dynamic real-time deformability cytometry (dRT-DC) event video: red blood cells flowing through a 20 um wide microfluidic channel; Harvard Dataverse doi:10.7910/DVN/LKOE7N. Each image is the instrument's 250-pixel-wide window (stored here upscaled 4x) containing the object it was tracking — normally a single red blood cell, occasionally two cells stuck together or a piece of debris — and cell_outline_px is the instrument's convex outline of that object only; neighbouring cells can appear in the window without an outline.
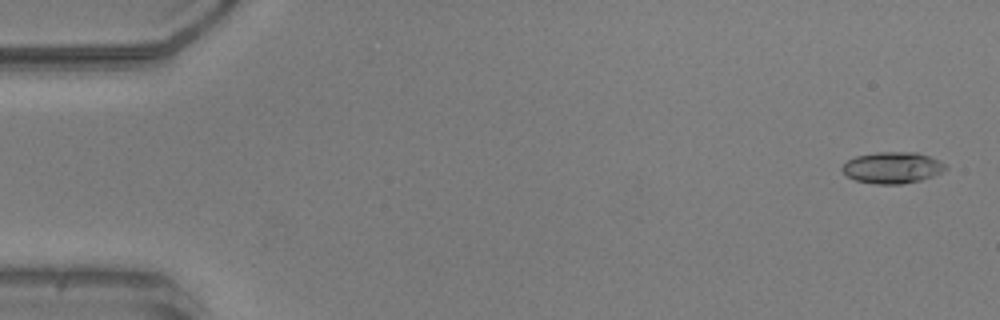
{"species": "common noctule bat (a hibernating species)", "species_latin": "Nyctalus noctula", "temperature_condition": "warm", "stored_images_in_passage": 19, "camera_frame_rate_fps": 3000, "um_per_image_px": 0.085, "animal": {"sex": "male", "body_mass_g": 20.5, "forearm_length_mm": 52.5}, "frame": {"image": 1, "passage_image": 2, "time_ms": 0.333, "image_size_px": [1000, 320], "cell_outline_px": [[948, 168], [932, 176], [920, 180], [900, 184], [876, 184], [856, 180], [848, 176], [840, 168], [848, 160], [856, 156], [876, 152], [916, 152], [940, 160], [948, 164]], "centroid_in_image_um": [75.87, 14.24], "position_along_channel_um": 9.1, "area_um2": 18.84}}
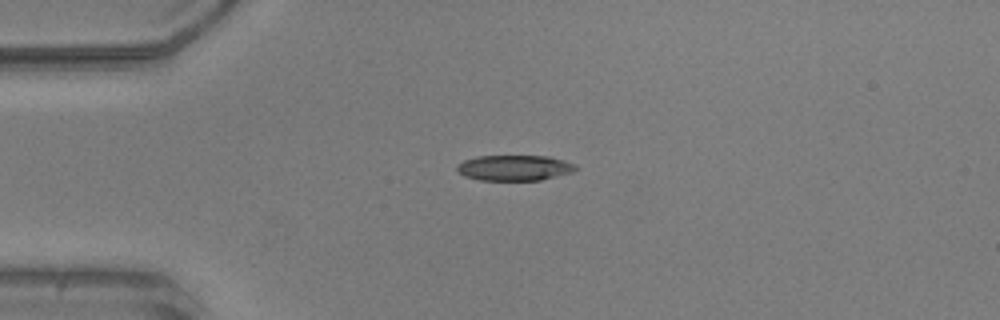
{"frame": {"image": 2, "passage_image": 13, "time_ms": 4.0, "image_size_px": [1000, 320], "cell_outline_px": [[580, 168], [572, 172], [540, 180], [480, 180], [464, 176], [456, 172], [456, 164], [464, 160], [476, 156], [548, 156], [564, 160], [576, 164]], "centroid_in_image_um": [43.71, 14.26], "position_along_channel_um": 41.3, "area_um2": 17.86}}